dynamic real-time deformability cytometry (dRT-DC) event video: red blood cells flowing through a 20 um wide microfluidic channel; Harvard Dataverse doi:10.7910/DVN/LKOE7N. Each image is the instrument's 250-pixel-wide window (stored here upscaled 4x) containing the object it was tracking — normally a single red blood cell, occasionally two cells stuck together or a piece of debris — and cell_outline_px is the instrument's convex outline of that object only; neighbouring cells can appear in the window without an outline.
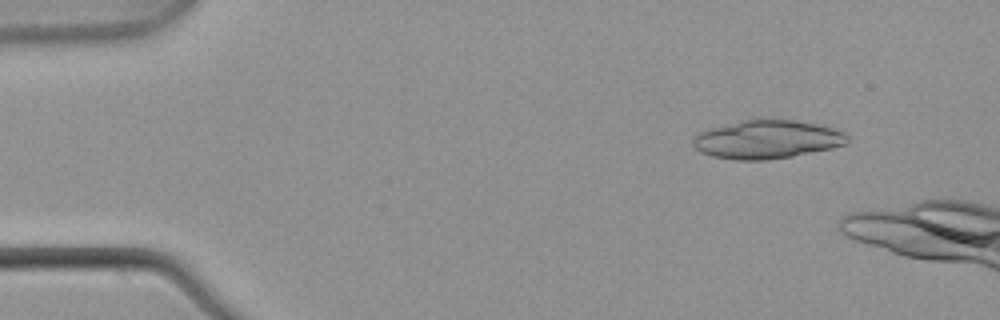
{"species": "common noctule bat (a hibernating species)", "species_latin": "Nyctalus noctula", "temperature_condition": "warm", "stored_images_in_passage": 12, "camera_frame_rate_fps": 3000, "um_per_image_px": 0.085, "animal": {"sex": "male", "body_mass_g": 21.5, "forearm_length_mm": 52.0}, "frame": {"image": 1, "passage_image": 6, "time_ms": 1.667, "image_size_px": [1000, 320], "cell_outline_px": [[848, 140], [844, 144], [832, 148], [792, 156], [768, 160], [736, 160], [712, 156], [700, 152], [692, 144], [692, 140], [696, 132], [744, 120], [792, 120], [816, 124], [832, 128], [844, 132], [848, 136]], "centroid_in_image_um": [65.16, 11.87], "position_along_channel_um": 19.8, "area_um2": 34.28}}